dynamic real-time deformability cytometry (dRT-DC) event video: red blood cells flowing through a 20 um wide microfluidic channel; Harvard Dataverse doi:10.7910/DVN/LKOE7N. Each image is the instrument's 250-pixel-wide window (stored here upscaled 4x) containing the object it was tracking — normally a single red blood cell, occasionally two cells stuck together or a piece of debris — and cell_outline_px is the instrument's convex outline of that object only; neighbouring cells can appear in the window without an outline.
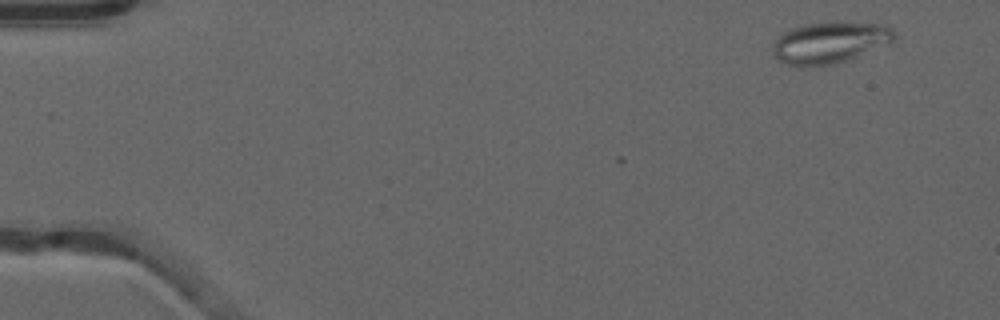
{"species": "common noctule bat (a hibernating species)", "species_latin": "Nyctalus noctula", "temperature_condition": "warm", "stored_images_in_passage": 2, "camera_frame_rate_fps": 3000, "um_per_image_px": 0.085, "animal": {"sex": "male", "forearm_length_mm": 52.5}, "frame": {"image": 1, "passage_image": 2, "time_ms": 0.333, "image_size_px": [1000, 320], "cell_outline_px": [[896, 40], [888, 44], [836, 64], [800, 68], [788, 64], [780, 60], [772, 52], [772, 48], [776, 36], [800, 24], [832, 20], [844, 20], [884, 24], [892, 28], [896, 32]], "centroid_in_image_um": [70.55, 3.58], "position_along_channel_um": 14.4, "area_um2": 30.46}}